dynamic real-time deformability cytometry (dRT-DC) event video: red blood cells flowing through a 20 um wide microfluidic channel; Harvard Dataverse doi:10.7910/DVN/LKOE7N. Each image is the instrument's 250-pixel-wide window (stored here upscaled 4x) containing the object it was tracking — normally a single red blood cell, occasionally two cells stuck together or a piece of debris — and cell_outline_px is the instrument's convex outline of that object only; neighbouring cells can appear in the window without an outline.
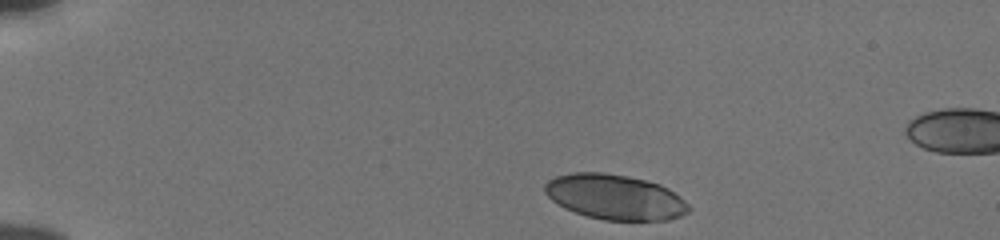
{"species": "human", "species_latin": "Homo sapiens", "temperature_condition": "cold", "stored_images_in_passage": 31, "camera_frame_rate_fps": 3000, "um_per_image_px": 0.085, "donor": {"sex": "male"}, "frame": {"image": 1, "passage_image": 1, "time_ms": 0.0, "image_size_px": [1000, 240], "cell_outline_px": [[692, 208], [688, 212], [680, 216], [668, 220], [604, 220], [588, 216], [564, 208], [552, 200], [544, 192], [544, 184], [548, 180], [556, 176], [572, 172], [604, 172], [628, 176], [660, 184], [668, 188], [680, 196]], "centroid_in_image_um": [52.27, 16.74], "position_along_channel_um": 32.7, "area_um2": 37.92}}
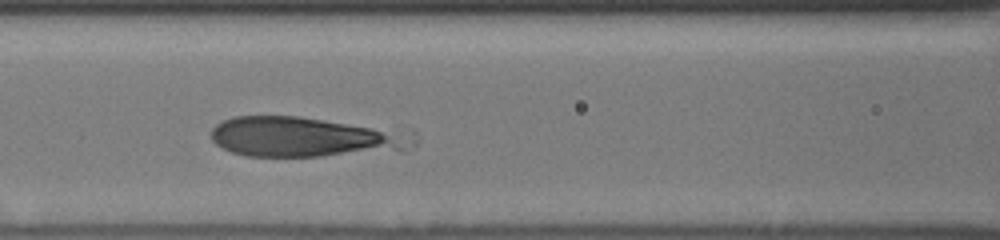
{"frame": {"image": 2, "passage_image": 16, "time_ms": 5.0, "image_size_px": [1000, 240], "cell_outline_px": [[416, 144], [400, 152], [320, 156], [248, 156], [232, 152], [216, 144], [212, 140], [212, 128], [216, 124], [232, 116], [300, 116], [416, 132]], "centroid_in_image_um": [26.04, 11.65], "position_along_channel_um": 140.6, "area_um2": 47.86}}
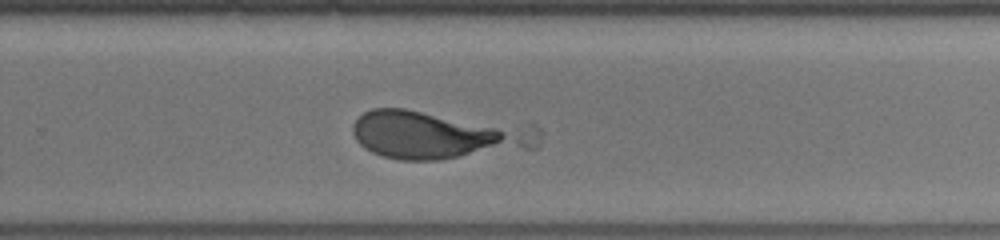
{"frame": {"image": 3, "passage_image": 28, "time_ms": 9.0, "image_size_px": [1000, 240], "cell_outline_px": [[544, 132], [540, 148], [440, 160], [400, 160], [384, 156], [372, 152], [364, 148], [356, 140], [352, 132], [352, 128], [356, 120], [364, 112], [372, 108], [404, 108], [536, 124]], "centroid_in_image_um": [37.43, 11.45], "position_along_channel_um": 292.4, "area_um2": 54.45}}